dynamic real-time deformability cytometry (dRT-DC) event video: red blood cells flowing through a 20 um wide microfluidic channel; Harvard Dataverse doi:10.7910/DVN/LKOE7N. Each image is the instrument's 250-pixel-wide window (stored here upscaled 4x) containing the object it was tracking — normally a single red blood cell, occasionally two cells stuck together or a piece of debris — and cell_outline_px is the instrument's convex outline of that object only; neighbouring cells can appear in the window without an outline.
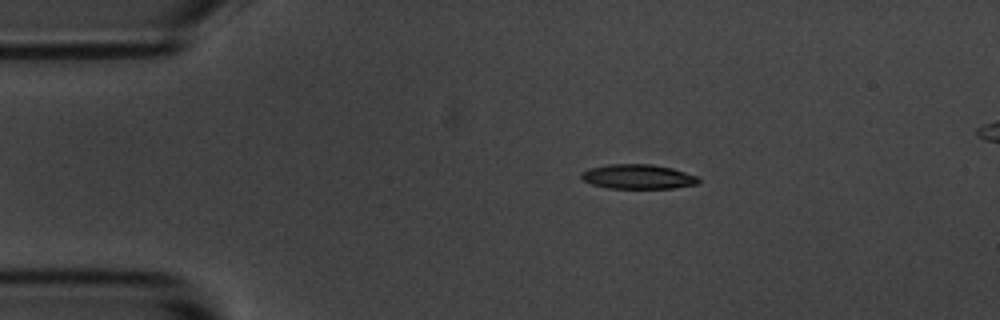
{"species": "common noctule bat (a hibernating species)", "species_latin": "Nyctalus noctula", "temperature_condition": "room temperature", "stored_images_in_passage": 5, "camera_frame_rate_fps": 3000, "um_per_image_px": 0.085, "animal": {"sex": "male", "body_mass_g": 20.1, "forearm_length_mm": 53.5}, "frame": {"image": 1, "passage_image": 3, "time_ms": 3.0, "image_size_px": [1000, 320], "cell_outline_px": [[700, 180], [696, 184], [672, 188], [608, 188], [592, 184], [584, 180], [580, 176], [580, 172], [588, 168], [608, 164], [652, 164], [672, 168], [696, 176]], "centroid_in_image_um": [54.18, 15.01], "position_along_channel_um": 30.8, "area_um2": 16.7}}
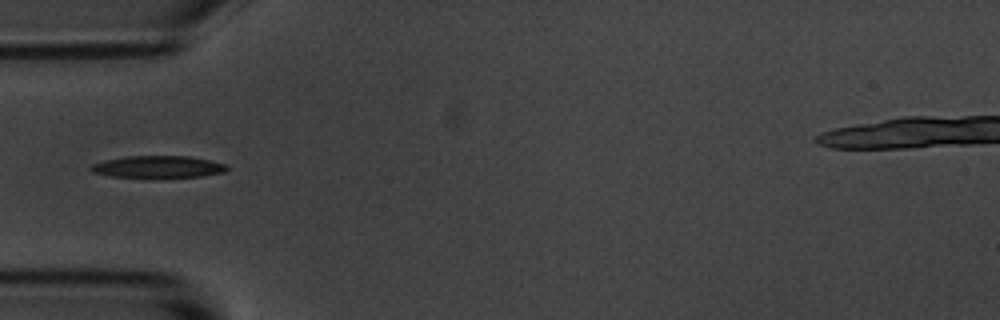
{"frame": {"image": 2, "passage_image": 5, "time_ms": 5.333, "image_size_px": [1000, 320], "cell_outline_px": [[228, 168], [224, 172], [200, 176], [152, 180], [112, 176], [92, 172], [88, 168], [92, 164], [104, 160], [124, 156], [188, 156], [228, 164]], "centroid_in_image_um": [13.39, 14.21], "position_along_channel_um": 71.6, "area_um2": 18.26}}